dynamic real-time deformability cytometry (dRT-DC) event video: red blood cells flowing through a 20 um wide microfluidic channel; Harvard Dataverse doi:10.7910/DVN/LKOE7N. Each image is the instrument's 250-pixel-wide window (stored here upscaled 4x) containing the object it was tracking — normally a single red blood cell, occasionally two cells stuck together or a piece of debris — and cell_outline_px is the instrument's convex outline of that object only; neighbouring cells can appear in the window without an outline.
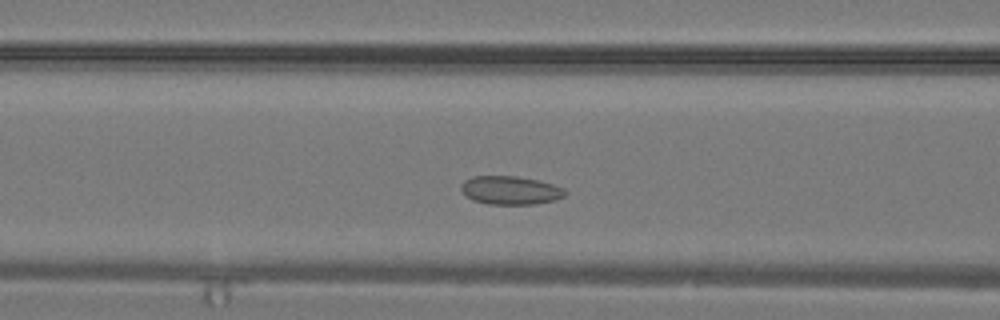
{"species": "common noctule bat (a hibernating species)", "species_latin": "Nyctalus noctula", "temperature_condition": "warm", "stored_images_in_passage": 24, "camera_frame_rate_fps": 3000, "um_per_image_px": 0.085, "animal": {"sex": "male", "body_mass_g": 19.2, "forearm_length_mm": 51.8}, "frame": {"image": 1, "passage_image": 7, "time_ms": 2.0, "image_size_px": [1000, 320], "cell_outline_px": [[568, 192], [564, 196], [556, 200], [532, 204], [488, 204], [472, 200], [460, 188], [460, 184], [464, 180], [472, 176], [516, 176], [540, 180], [564, 188]], "centroid_in_image_um": [43.4, 16.16], "position_along_channel_um": 123.2, "area_um2": 17.34}}
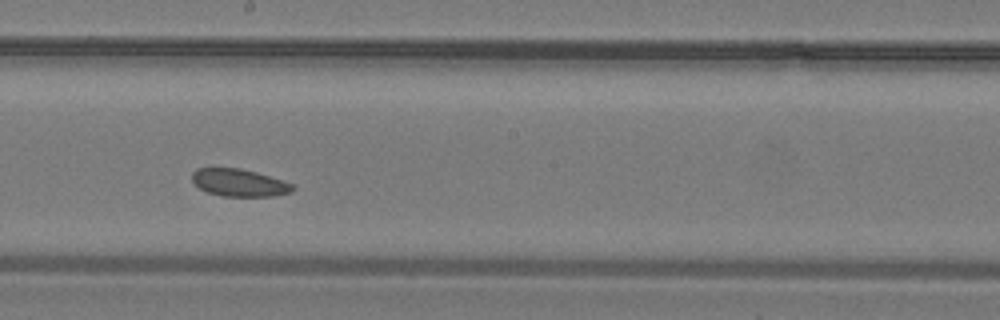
{"frame": {"image": 2, "passage_image": 12, "time_ms": 3.667, "image_size_px": [1000, 320], "cell_outline_px": [[296, 188], [292, 192], [272, 196], [224, 196], [208, 192], [200, 188], [192, 180], [192, 172], [196, 168], [240, 168], [256, 172], [292, 184]], "centroid_in_image_um": [20.32, 15.53], "position_along_channel_um": 227.9, "area_um2": 15.9}}
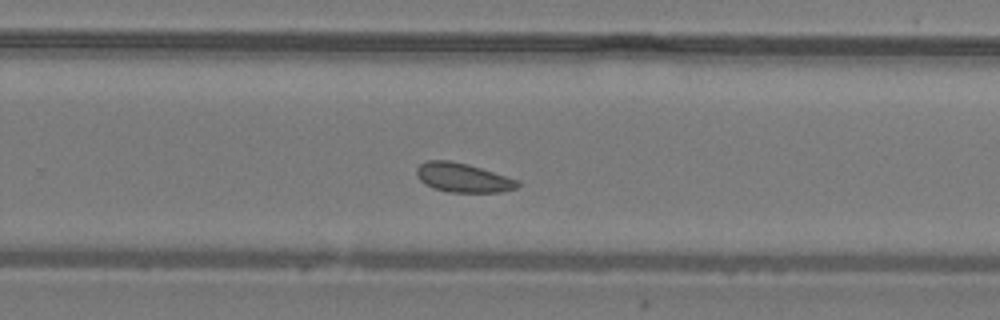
{"frame": {"image": 3, "passage_image": 15, "time_ms": 4.667, "image_size_px": [1000, 320], "cell_outline_px": [[520, 184], [516, 188], [500, 192], [448, 192], [432, 188], [424, 184], [416, 176], [416, 168], [420, 164], [428, 160], [448, 160], [468, 164], [520, 180]], "centroid_in_image_um": [39.33, 15.1], "position_along_channel_um": 290.5, "area_um2": 17.28}}